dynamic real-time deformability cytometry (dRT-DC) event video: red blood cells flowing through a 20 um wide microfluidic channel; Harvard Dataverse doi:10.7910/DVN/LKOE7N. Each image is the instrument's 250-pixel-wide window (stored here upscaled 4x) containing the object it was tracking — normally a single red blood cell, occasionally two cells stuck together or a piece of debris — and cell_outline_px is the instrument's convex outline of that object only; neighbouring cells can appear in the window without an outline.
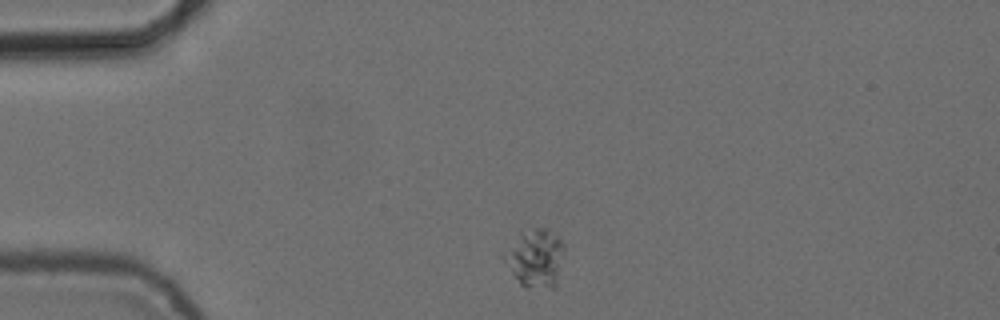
{"species": "common noctule bat (a hibernating species)", "species_latin": "Nyctalus noctula", "temperature_condition": "cold", "stored_images_in_passage": 2, "camera_frame_rate_fps": 3000, "um_per_image_px": 0.085, "animal": {"sex": "female", "body_mass_g": 24.6, "forearm_length_mm": 56.2}, "frame": {"image": 1, "passage_image": 1, "time_ms": 0.0, "image_size_px": [1000, 320], "cell_outline_px": [[564, 248], [556, 288], [528, 288], [520, 284], [500, 256], [500, 252], [520, 232], [536, 228], [548, 228], [564, 244]], "centroid_in_image_um": [45.46, 21.93], "position_along_channel_um": 39.5, "area_um2": 20.69}}